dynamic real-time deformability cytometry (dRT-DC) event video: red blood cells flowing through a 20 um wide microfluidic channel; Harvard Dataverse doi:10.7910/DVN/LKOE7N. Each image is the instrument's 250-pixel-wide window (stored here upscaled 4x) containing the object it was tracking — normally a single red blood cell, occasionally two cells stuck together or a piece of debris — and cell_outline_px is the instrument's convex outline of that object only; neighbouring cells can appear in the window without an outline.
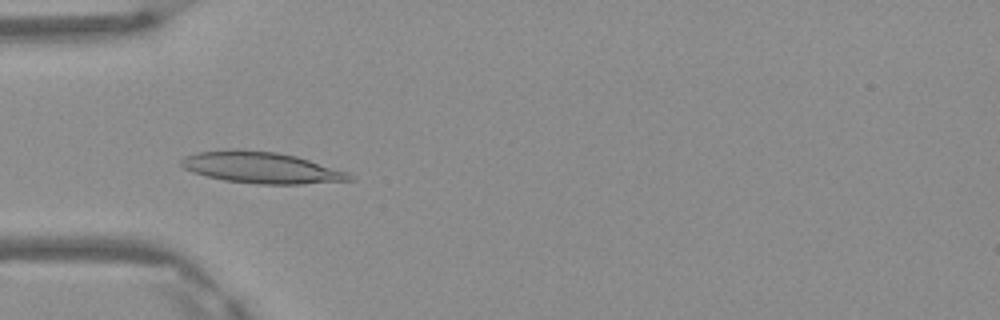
{"species": "Egyptian fruit bat (a non-hibernating species)", "species_latin": "Rousettus aegyptiacus", "temperature_condition": "warm", "stored_images_in_passage": 6, "camera_frame_rate_fps": 3000, "um_per_image_px": 0.085, "frame": {"image": 1, "passage_image": 5, "time_ms": 1.333, "image_size_px": [1000, 320], "cell_outline_px": [[356, 180], [300, 184], [260, 184], [224, 180], [192, 172], [184, 168], [180, 164], [180, 160], [184, 156], [196, 152], [232, 148], [240, 148], [276, 152], [296, 156], [348, 172]], "centroid_in_image_um": [22.18, 14.23], "position_along_channel_um": 62.8, "area_um2": 30.92}}
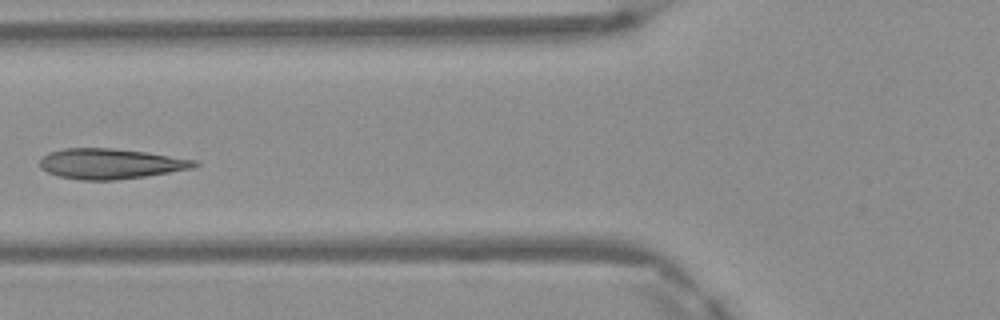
{"frame": {"image": 2, "passage_image": 6, "time_ms": 1.667, "image_size_px": [1000, 320], "cell_outline_px": [[200, 164], [196, 168], [144, 176], [116, 180], [80, 180], [60, 176], [48, 172], [40, 168], [40, 160], [48, 152], [64, 148], [112, 148], [148, 152], [196, 160]], "centroid_in_image_um": [9.42, 13.91], "position_along_channel_um": 116.4, "area_um2": 27.4}}